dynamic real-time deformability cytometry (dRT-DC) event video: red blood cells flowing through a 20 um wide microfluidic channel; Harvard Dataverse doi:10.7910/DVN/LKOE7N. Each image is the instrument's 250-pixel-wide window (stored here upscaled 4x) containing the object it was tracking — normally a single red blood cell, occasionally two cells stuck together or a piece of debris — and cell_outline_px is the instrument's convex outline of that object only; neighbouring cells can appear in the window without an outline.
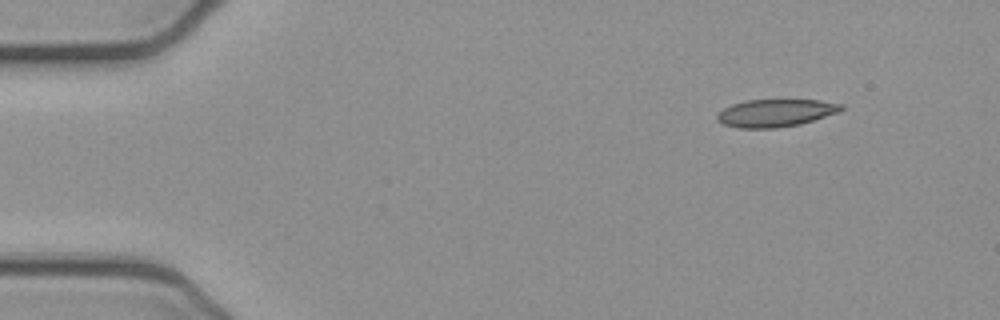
{"species": "common noctule bat (a hibernating species)", "species_latin": "Nyctalus noctula", "temperature_condition": "cold", "stored_images_in_passage": 48, "camera_frame_rate_fps": 3000, "um_per_image_px": 0.085, "animal": {"sex": "female", "body_mass_g": 21.9}, "frame": {"image": 1, "passage_image": 1, "time_ms": 0.0, "image_size_px": [1000, 320], "cell_outline_px": [[844, 108], [836, 112], [800, 124], [776, 128], [740, 128], [724, 124], [716, 120], [716, 116], [724, 108], [732, 104], [748, 100], [820, 100], [844, 104]], "centroid_in_image_um": [65.9, 9.6], "position_along_channel_um": 19.1, "area_um2": 19.71}}
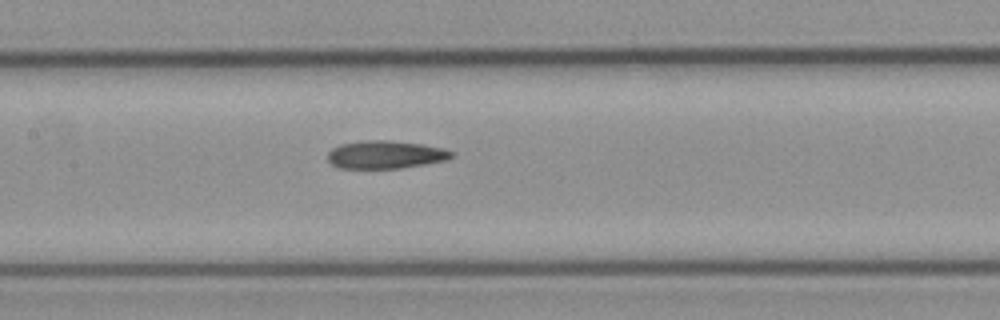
{"frame": {"image": 2, "passage_image": 20, "time_ms": 6.333, "image_size_px": [1000, 320], "cell_outline_px": [[452, 156], [448, 160], [400, 168], [336, 168], [328, 160], [328, 152], [332, 148], [340, 144], [368, 140], [388, 140], [420, 144], [444, 148], [452, 152]], "centroid_in_image_um": [32.74, 13.14], "position_along_channel_um": 174.7, "area_um2": 20.06}}
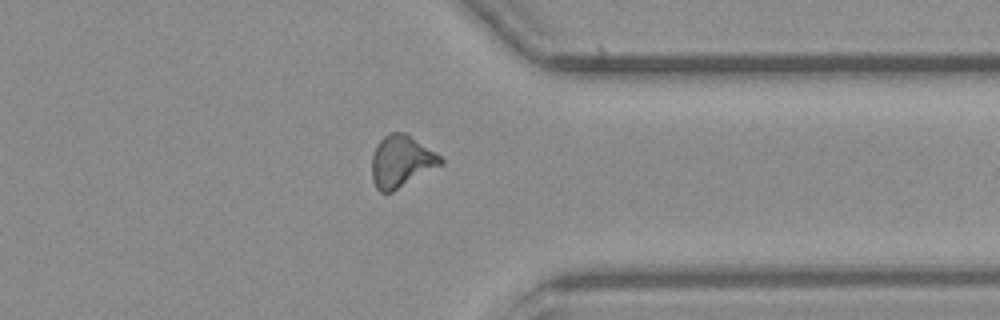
{"frame": {"image": 3, "passage_image": 36, "time_ms": 11.667, "image_size_px": [1000, 320], "cell_outline_px": [[444, 164], [392, 192], [380, 192], [376, 188], [372, 180], [372, 156], [376, 144], [388, 132], [404, 132], [436, 152], [444, 160]], "centroid_in_image_um": [34.11, 13.72], "position_along_channel_um": 377.3, "area_um2": 20.92}, "authors_computed_cell_mechanics": {"area_um2": 20.3167, "velocity_mm_per_s": 3.9064, "shape_relaxation_time_tau1_ms": 6.0962, "shape_relaxation_time_tau2_ms": 3.6666, "deformation_change_tau1": 0.1684, "deformation_change_tau2": 0.1313}}